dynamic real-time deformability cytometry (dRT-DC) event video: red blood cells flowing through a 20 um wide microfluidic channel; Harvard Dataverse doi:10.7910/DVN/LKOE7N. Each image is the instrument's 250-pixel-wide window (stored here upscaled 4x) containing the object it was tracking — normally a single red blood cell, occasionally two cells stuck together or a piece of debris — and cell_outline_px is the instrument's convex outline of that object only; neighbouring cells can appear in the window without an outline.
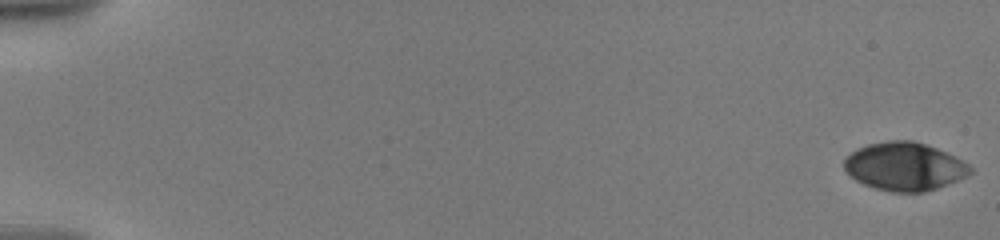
{"species": "human", "species_latin": "Homo sapiens", "temperature_condition": "warm", "stored_images_in_passage": 11, "camera_frame_rate_fps": 3000, "um_per_image_px": 0.085, "donor": {"sex": "male"}, "frame": {"image": 1, "passage_image": 1, "time_ms": 0.0, "image_size_px": [1000, 240], "cell_outline_px": [[972, 172], [956, 180], [936, 188], [924, 192], [892, 192], [876, 188], [864, 184], [856, 180], [844, 168], [844, 160], [852, 152], [868, 144], [888, 140], [912, 140], [936, 148], [968, 164], [972, 168]], "centroid_in_image_um": [76.86, 14.15], "position_along_channel_um": 8.1, "area_um2": 34.74}}
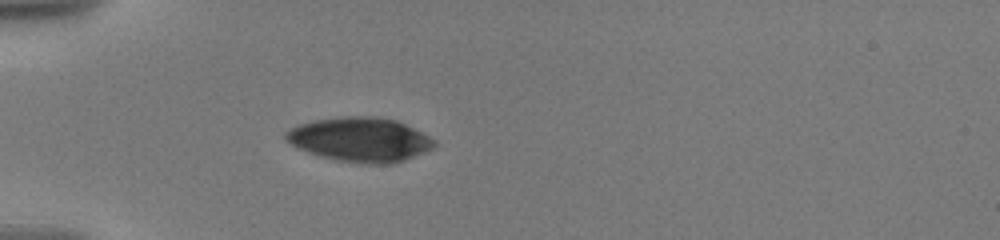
{"frame": {"image": 2, "passage_image": 7, "time_ms": 6.0, "image_size_px": [1000, 240], "cell_outline_px": [[436, 144], [432, 148], [404, 160], [392, 164], [364, 164], [340, 160], [320, 156], [308, 152], [284, 140], [284, 132], [288, 128], [312, 120], [340, 116], [376, 116], [396, 120], [436, 140]], "centroid_in_image_um": [30.56, 11.85], "position_along_channel_um": 54.4, "area_um2": 38.26}}
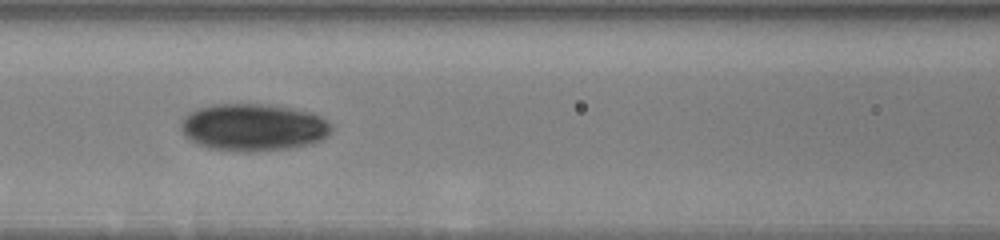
{"frame": {"image": 3, "passage_image": 10, "time_ms": 9.0, "image_size_px": [1000, 240], "cell_outline_px": [[332, 132], [328, 136], [320, 140], [308, 144], [292, 148], [248, 152], [240, 152], [208, 148], [196, 144], [184, 136], [180, 128], [180, 124], [184, 116], [196, 108], [216, 104], [268, 104], [292, 108], [312, 112], [320, 116], [332, 124]], "centroid_in_image_um": [21.52, 10.82], "position_along_channel_um": 145.1, "area_um2": 41.96}}